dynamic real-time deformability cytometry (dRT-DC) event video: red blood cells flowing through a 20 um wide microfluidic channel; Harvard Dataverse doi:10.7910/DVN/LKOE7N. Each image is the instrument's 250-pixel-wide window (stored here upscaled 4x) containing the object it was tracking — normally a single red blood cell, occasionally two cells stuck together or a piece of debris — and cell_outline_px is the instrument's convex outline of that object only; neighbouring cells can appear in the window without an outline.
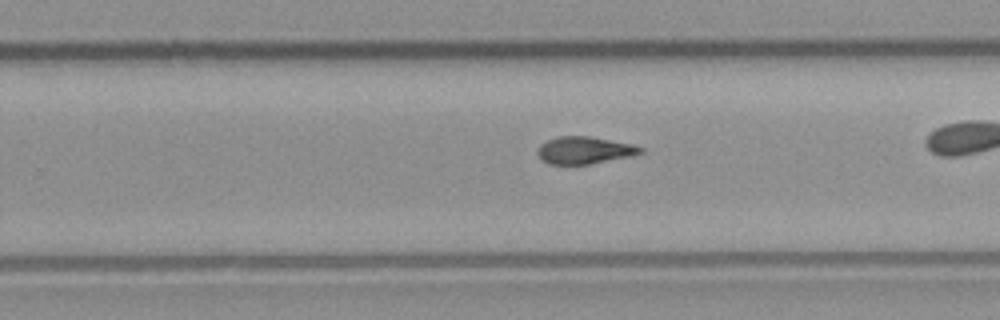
{"species": "common noctule bat (a hibernating species)", "species_latin": "Nyctalus noctula", "temperature_condition": "room temperature", "stored_images_in_passage": 30, "camera_frame_rate_fps": 3000, "um_per_image_px": 0.085, "animal": {"sex": "male", "body_mass_g": 23.1, "forearm_length_mm": 52.7}, "frame": {"image": 1, "passage_image": 22, "time_ms": 7.0, "image_size_px": [1000, 320], "cell_outline_px": [[644, 152], [628, 156], [592, 164], [548, 164], [540, 160], [536, 152], [540, 144], [556, 136], [588, 136], [632, 144], [644, 148]], "centroid_in_image_um": [49.62, 12.77], "position_along_channel_um": 280.2, "area_um2": 16.36}}